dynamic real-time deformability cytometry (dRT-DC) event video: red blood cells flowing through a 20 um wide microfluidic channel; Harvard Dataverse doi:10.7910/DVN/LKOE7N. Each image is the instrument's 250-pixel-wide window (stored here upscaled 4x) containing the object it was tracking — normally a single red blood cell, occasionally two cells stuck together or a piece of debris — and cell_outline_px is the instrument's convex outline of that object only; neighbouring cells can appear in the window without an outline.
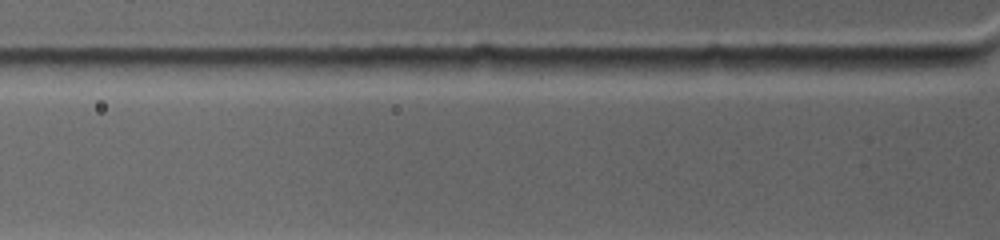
{"species": "common noctule bat (a hibernating species)", "species_latin": "Nyctalus noctula", "temperature_condition": "warm", "stored_images_in_passage": 2, "camera_frame_rate_fps": 4500, "um_per_image_px": 0.085, "animal": {"sex": "female", "body_mass_g": 19.0, "forearm_length_mm": 53.3}, "frame": {"image": 1, "passage_image": 2, "time_ms": 0.222, "image_size_px": [1000, 240], "cell_outline_px": [[724, 68], [692, 76], [576, 76], [564, 60], [708, 56], [716, 56], [724, 64]], "centroid_in_image_um": [54.91, 5.65], "position_along_channel_um": 70.9, "area_um2": 19.19}}